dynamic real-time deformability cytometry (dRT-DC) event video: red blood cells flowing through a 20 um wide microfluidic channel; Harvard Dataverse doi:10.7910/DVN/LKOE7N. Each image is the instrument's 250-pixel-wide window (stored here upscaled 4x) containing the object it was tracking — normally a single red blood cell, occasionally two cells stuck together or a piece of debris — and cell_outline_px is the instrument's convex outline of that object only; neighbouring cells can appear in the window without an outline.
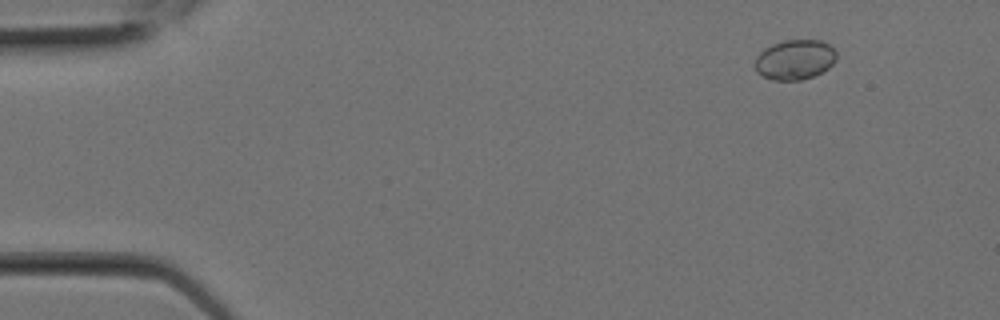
{"species": "Egyptian fruit bat (a non-hibernating species)", "species_latin": "Rousettus aegyptiacus", "temperature_condition": "room temperature", "stored_images_in_passage": 2, "camera_frame_rate_fps": 3000, "um_per_image_px": 0.085, "animal": {"sex": "female"}, "frame": {"image": 1, "passage_image": 1, "time_ms": 0.0, "image_size_px": [1000, 320], "cell_outline_px": [[836, 60], [828, 68], [812, 76], [800, 80], [772, 80], [756, 72], [752, 64], [756, 56], [764, 48], [772, 44], [784, 40], [820, 40], [828, 44], [836, 52]], "centroid_in_image_um": [67.51, 5.07], "position_along_channel_um": 17.5, "area_um2": 19.07}}